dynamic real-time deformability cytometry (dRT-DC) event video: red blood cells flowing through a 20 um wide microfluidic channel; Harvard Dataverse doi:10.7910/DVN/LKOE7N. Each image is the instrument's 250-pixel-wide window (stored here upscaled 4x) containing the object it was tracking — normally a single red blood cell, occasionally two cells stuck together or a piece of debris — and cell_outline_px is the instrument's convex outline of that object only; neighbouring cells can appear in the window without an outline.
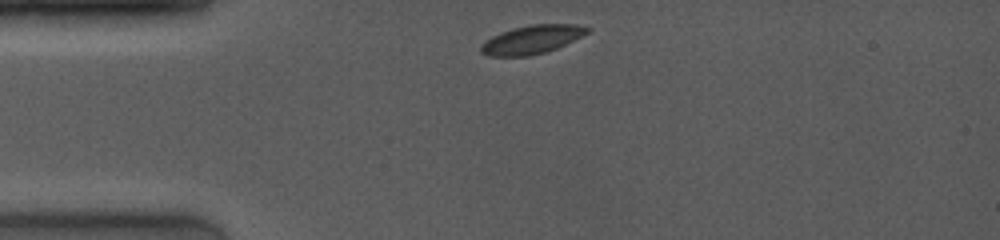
{"species": "common noctule bat (a hibernating species)", "species_latin": "Nyctalus noctula", "temperature_condition": "room temperature", "stored_images_in_passage": 30, "camera_frame_rate_fps": 4000, "um_per_image_px": 0.085, "animal": {"sex": "female", "body_mass_g": 19.0, "forearm_length_mm": 53.3}, "frame": {"image": 1, "passage_image": 1, "time_ms": 0.0, "image_size_px": [1000, 240], "cell_outline_px": [[592, 28], [588, 32], [556, 48], [544, 52], [528, 56], [488, 56], [480, 52], [480, 44], [484, 40], [500, 32], [512, 28], [528, 24], [576, 24]], "centroid_in_image_um": [45.14, 3.35], "position_along_channel_um": 39.9, "area_um2": 17.69}}
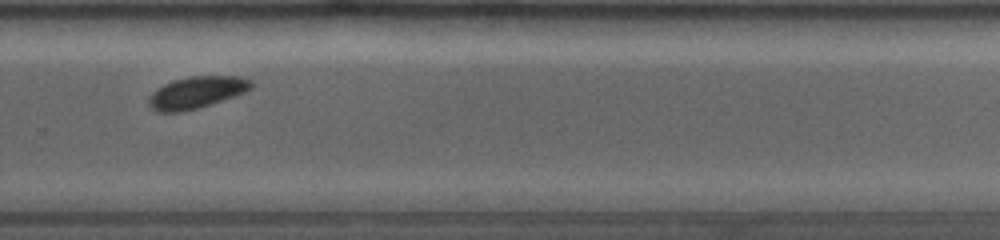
{"frame": {"image": 2, "passage_image": 19, "time_ms": 7.5, "image_size_px": [1000, 240], "cell_outline_px": [[252, 88], [244, 92], [196, 108], [180, 112], [156, 112], [148, 104], [148, 100], [152, 92], [164, 84], [172, 80], [192, 76], [240, 76], [252, 80]], "centroid_in_image_um": [16.68, 7.84], "position_along_channel_um": 313.1, "area_um2": 18.73}}
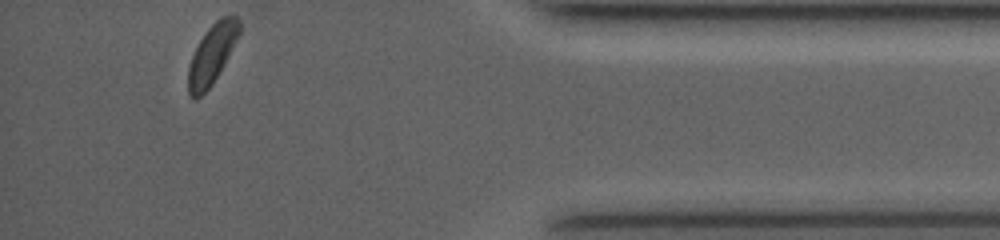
{"frame": {"image": 3, "passage_image": 30, "time_ms": 10.75, "image_size_px": [1000, 240], "cell_outline_px": [[240, 32], [212, 84], [196, 100], [192, 100], [188, 96], [188, 68], [192, 56], [200, 40], [208, 28], [220, 16], [236, 16], [240, 20]], "centroid_in_image_um": [17.98, 4.62], "position_along_channel_um": 417.2, "area_um2": 17.28}, "authors_computed_cell_mechanics": {"area_um2": 18.6405, "velocity_mm_per_s": 4.0256, "shape_relaxation_time_tau1_ms": null, "shape_relaxation_time_tau2_ms": 3.1461, "deformation_change_tau1": null, "deformation_change_tau2": 0.0447}}